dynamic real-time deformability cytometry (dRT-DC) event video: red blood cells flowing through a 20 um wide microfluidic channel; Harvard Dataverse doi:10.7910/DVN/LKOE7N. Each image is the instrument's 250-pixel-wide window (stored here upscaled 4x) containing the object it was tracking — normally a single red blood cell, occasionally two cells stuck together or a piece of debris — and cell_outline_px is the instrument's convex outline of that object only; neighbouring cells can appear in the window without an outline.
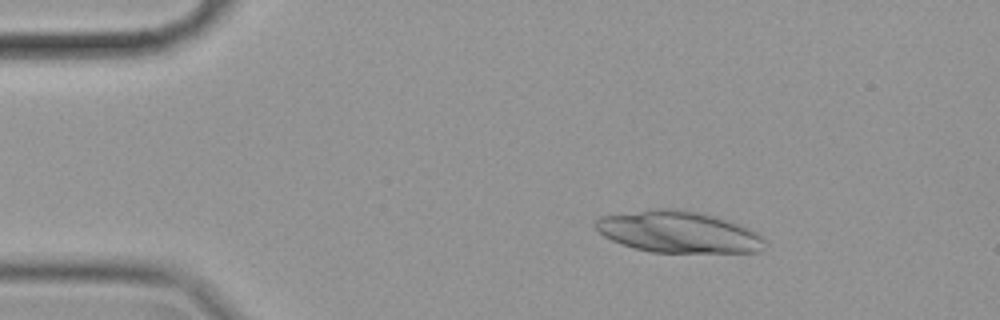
{"species": "common noctule bat (a hibernating species)", "species_latin": "Nyctalus noctula", "temperature_condition": "cold", "stored_images_in_passage": 55, "camera_frame_rate_fps": 3000, "um_per_image_px": 0.085, "animal": {"sex": "female", "body_mass_g": 19.9}, "frame": {"image": 1, "passage_image": 8, "time_ms": 2.333, "image_size_px": [1000, 320], "cell_outline_px": [[764, 248], [760, 252], [652, 252], [632, 248], [620, 244], [604, 236], [592, 224], [600, 216], [652, 208], [676, 208], [716, 216], [740, 224], [764, 236]], "centroid_in_image_um": [57.64, 19.71], "position_along_channel_um": 27.4, "area_um2": 41.27}}